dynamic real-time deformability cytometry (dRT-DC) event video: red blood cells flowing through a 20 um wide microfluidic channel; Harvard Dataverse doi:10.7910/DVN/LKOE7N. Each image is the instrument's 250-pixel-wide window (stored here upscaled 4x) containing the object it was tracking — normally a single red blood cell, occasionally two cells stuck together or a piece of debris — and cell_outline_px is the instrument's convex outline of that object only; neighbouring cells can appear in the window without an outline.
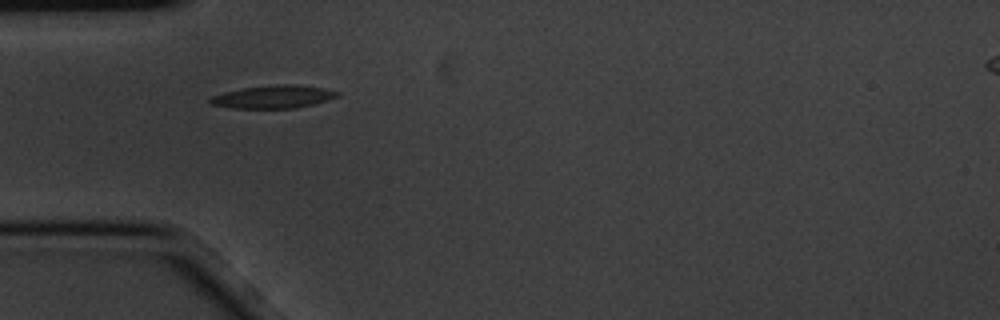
{"species": "common noctule bat (a hibernating species)", "species_latin": "Nyctalus noctula", "temperature_condition": "cold", "stored_images_in_passage": 2, "camera_frame_rate_fps": 3000, "um_per_image_px": 0.085, "animal": {"sex": "male", "body_mass_g": 20.1, "forearm_length_mm": 53.5}, "frame": {"image": 1, "passage_image": 1, "time_ms": 0.0, "image_size_px": [1000, 320], "cell_outline_px": [[340, 96], [312, 104], [296, 108], [232, 108], [212, 104], [208, 100], [212, 96], [224, 92], [244, 88], [268, 84], [292, 84], [324, 88], [340, 92]], "centroid_in_image_um": [23.24, 8.22], "position_along_channel_um": 61.8, "area_um2": 16.94}}
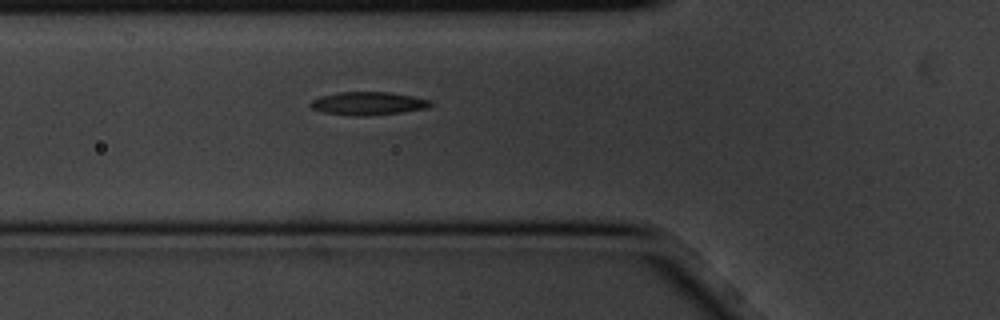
{"frame": {"image": 2, "passage_image": 2, "time_ms": 0.333, "image_size_px": [1000, 320], "cell_outline_px": [[432, 104], [428, 108], [400, 112], [368, 116], [356, 116], [324, 112], [312, 108], [308, 104], [312, 100], [320, 96], [336, 92], [388, 92], [412, 96], [432, 100]], "centroid_in_image_um": [31.28, 8.79], "position_along_channel_um": 94.5, "area_um2": 16.18}}